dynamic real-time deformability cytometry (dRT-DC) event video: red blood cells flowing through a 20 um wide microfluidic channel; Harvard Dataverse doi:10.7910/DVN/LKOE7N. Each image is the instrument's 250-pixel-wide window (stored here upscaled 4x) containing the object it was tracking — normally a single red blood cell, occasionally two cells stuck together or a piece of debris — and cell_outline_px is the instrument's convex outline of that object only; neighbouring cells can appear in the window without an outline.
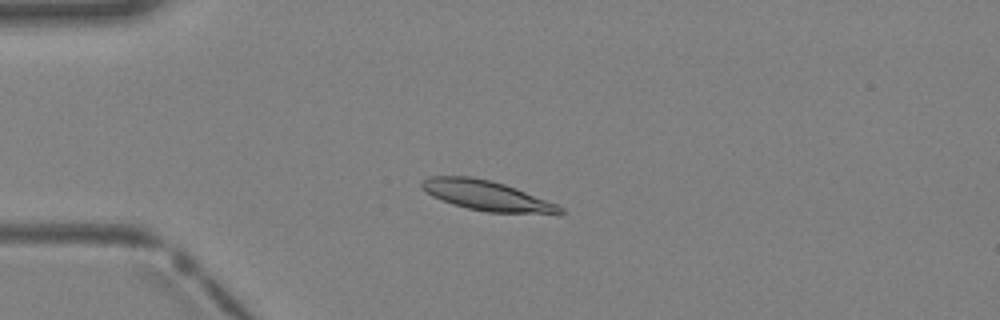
{"species": "Egyptian fruit bat (a non-hibernating species)", "species_latin": "Rousettus aegyptiacus", "temperature_condition": "warm", "stored_images_in_passage": 3, "camera_frame_rate_fps": 3000, "um_per_image_px": 0.085, "animal": {"sex": "female"}, "frame": {"image": 1, "passage_image": 3, "time_ms": 0.667, "image_size_px": [1000, 320], "cell_outline_px": [[564, 212], [560, 216], [488, 212], [468, 208], [452, 204], [432, 196], [420, 188], [420, 184], [428, 176], [472, 176], [492, 180], [516, 188], [556, 204], [564, 208]], "centroid_in_image_um": [41.45, 16.65], "position_along_channel_um": 43.6, "area_um2": 24.68}}